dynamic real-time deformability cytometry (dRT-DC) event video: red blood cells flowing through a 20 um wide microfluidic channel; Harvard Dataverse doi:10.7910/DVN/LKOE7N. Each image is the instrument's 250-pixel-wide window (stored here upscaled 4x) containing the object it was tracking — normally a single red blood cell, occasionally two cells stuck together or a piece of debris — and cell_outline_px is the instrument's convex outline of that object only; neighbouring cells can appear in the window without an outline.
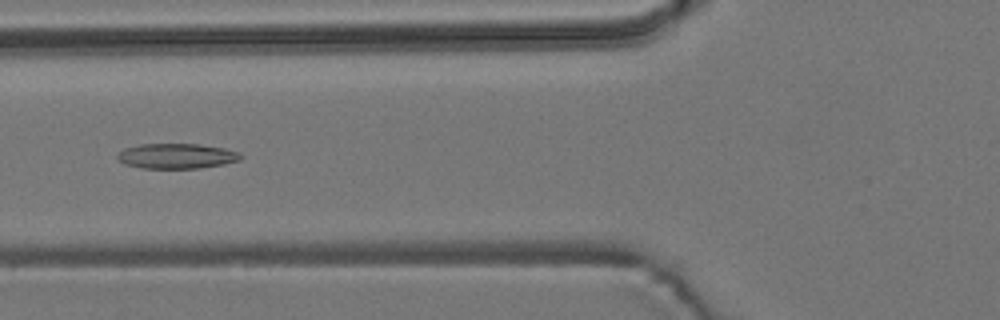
{"species": "common noctule bat (a hibernating species)", "species_latin": "Nyctalus noctula", "temperature_condition": "room temperature", "stored_images_in_passage": 55, "camera_frame_rate_fps": 3000, "um_per_image_px": 0.085, "animal": {"sex": "male", "body_mass_g": 19.2, "forearm_length_mm": 51.8}, "frame": {"image": 1, "passage_image": 21, "time_ms": 6.667, "image_size_px": [1000, 320], "cell_outline_px": [[244, 156], [240, 160], [224, 164], [200, 168], [144, 168], [124, 164], [116, 156], [124, 148], [140, 144], [200, 144], [224, 148], [240, 152]], "centroid_in_image_um": [15.05, 13.26], "position_along_channel_um": 110.7, "area_um2": 18.09}}
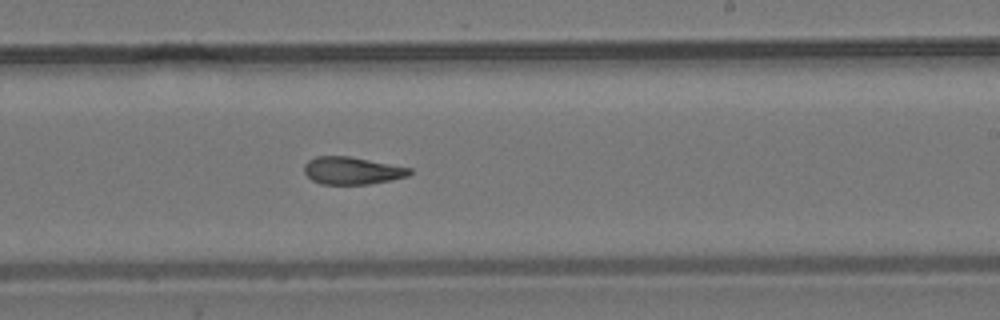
{"frame": {"image": 2, "passage_image": 33, "time_ms": 10.667, "image_size_px": [1000, 320], "cell_outline_px": [[412, 172], [408, 176], [392, 180], [368, 184], [320, 184], [312, 180], [304, 172], [304, 164], [308, 160], [316, 156], [348, 156], [412, 168]], "centroid_in_image_um": [29.92, 14.5], "position_along_channel_um": 259.1, "area_um2": 16.88}}
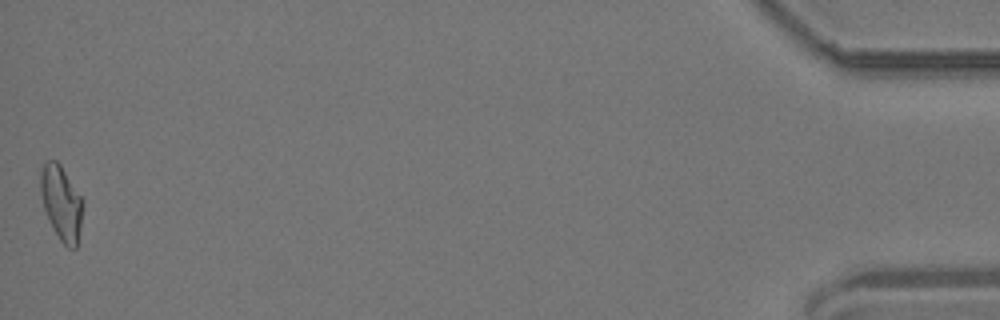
{"frame": {"image": 3, "passage_image": 55, "time_ms": 18.0, "image_size_px": [1000, 320], "cell_outline_px": [[84, 204], [76, 248], [68, 248], [60, 240], [44, 208], [40, 192], [40, 172], [44, 160], [56, 160], [60, 164], [84, 200]], "centroid_in_image_um": [5.22, 17.19], "position_along_channel_um": 430.0, "area_um2": 18.26}, "authors_computed_cell_mechanics": {"area_um2": 18.0914, "velocity_mm_per_s": 3.711, "shape_relaxation_time_tau1_ms": null, "shape_relaxation_time_tau2_ms": 3.612, "deformation_change_tau1": null, "deformation_change_tau2": 0.1209}}